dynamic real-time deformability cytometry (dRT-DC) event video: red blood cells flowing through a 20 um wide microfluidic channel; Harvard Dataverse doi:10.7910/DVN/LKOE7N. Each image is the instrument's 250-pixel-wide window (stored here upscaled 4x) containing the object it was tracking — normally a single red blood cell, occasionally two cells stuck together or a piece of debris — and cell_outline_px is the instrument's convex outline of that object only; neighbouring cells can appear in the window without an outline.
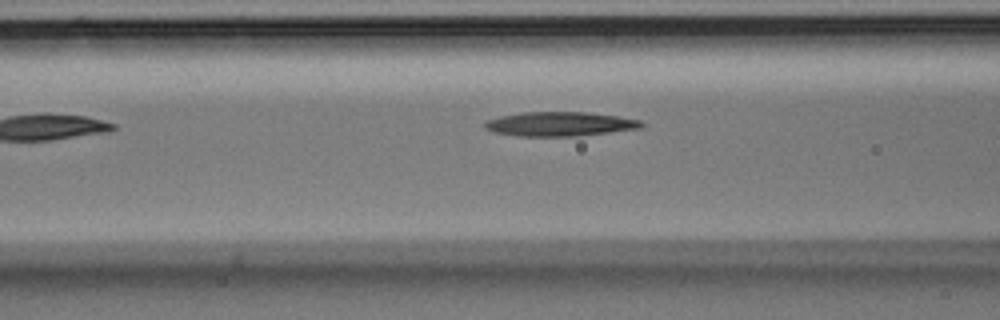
{"species": "Egyptian fruit bat (a non-hibernating species)", "species_latin": "Rousettus aegyptiacus", "temperature_condition": "room temperature", "stored_images_in_passage": 5, "camera_frame_rate_fps": 3000, "um_per_image_px": 0.085, "animal": {"sex": "male"}, "frame": {"image": 1, "passage_image": 4, "time_ms": 1.0, "image_size_px": [1000, 320], "cell_outline_px": [[644, 124], [640, 128], [580, 136], [520, 136], [496, 132], [484, 128], [484, 120], [500, 116], [524, 112], [584, 112], [616, 116], [640, 120]], "centroid_in_image_um": [47.56, 10.54], "position_along_channel_um": 119.0, "area_um2": 22.02}}